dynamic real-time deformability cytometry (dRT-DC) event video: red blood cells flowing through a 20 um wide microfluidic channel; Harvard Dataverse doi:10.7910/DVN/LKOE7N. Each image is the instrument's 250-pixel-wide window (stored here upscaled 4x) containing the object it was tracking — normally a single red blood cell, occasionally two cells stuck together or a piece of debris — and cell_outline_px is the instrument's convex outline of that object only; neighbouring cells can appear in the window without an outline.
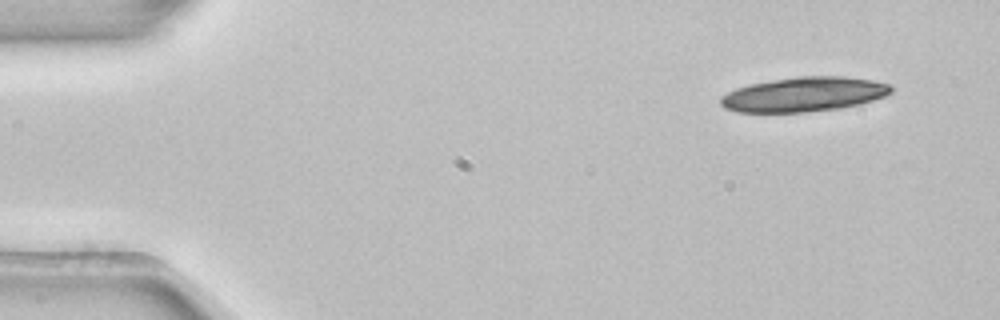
{"species": "common noctule bat (a hibernating species)", "species_latin": "Nyctalus noctula", "temperature_condition": "room temperature", "stored_images_in_passage": 3, "camera_frame_rate_fps": 3000, "um_per_image_px": 0.085, "animal": {"sex": "female", "body_mass_g": 22.7, "forearm_length_mm": 54.2}, "frame": {"image": 1, "passage_image": 1, "time_ms": 0.0, "image_size_px": [1000, 320], "cell_outline_px": [[892, 92], [884, 96], [860, 104], [840, 108], [804, 112], [736, 112], [724, 108], [720, 104], [720, 96], [736, 88], [748, 84], [796, 76], [844, 76], [876, 80], [892, 84]], "centroid_in_image_um": [68.34, 8.01], "position_along_channel_um": 16.7, "area_um2": 34.62}}